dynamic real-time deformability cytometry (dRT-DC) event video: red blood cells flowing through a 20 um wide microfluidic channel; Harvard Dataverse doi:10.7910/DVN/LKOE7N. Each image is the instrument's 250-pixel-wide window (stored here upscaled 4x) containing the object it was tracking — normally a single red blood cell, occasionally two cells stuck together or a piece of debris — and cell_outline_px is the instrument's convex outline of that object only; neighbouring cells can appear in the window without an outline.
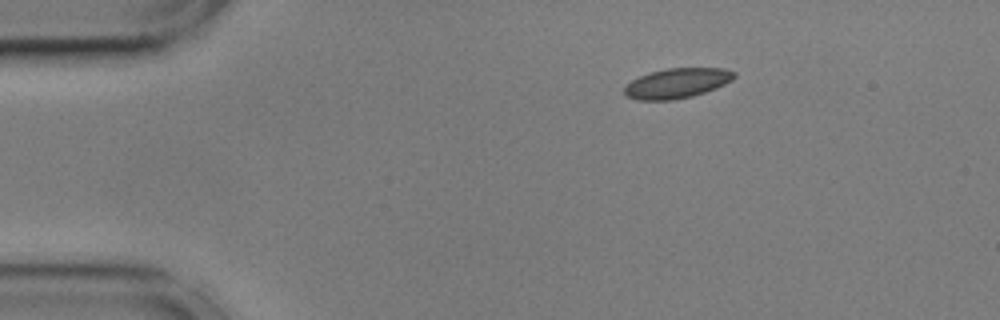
{"species": "common noctule bat (a hibernating species)", "species_latin": "Nyctalus noctula", "temperature_condition": "cold", "stored_images_in_passage": 47, "camera_frame_rate_fps": 3000, "um_per_image_px": 0.085, "animal": {"sex": "male", "body_mass_g": 17.9, "forearm_length_mm": 54.2}, "frame": {"image": 1, "passage_image": 1, "time_ms": 0.0, "image_size_px": [1000, 320], "cell_outline_px": [[736, 76], [732, 80], [716, 88], [692, 96], [672, 100], [640, 100], [628, 96], [624, 92], [624, 88], [632, 80], [648, 72], [668, 68], [724, 68], [736, 72]], "centroid_in_image_um": [57.57, 7.06], "position_along_channel_um": 27.4, "area_um2": 19.07}}
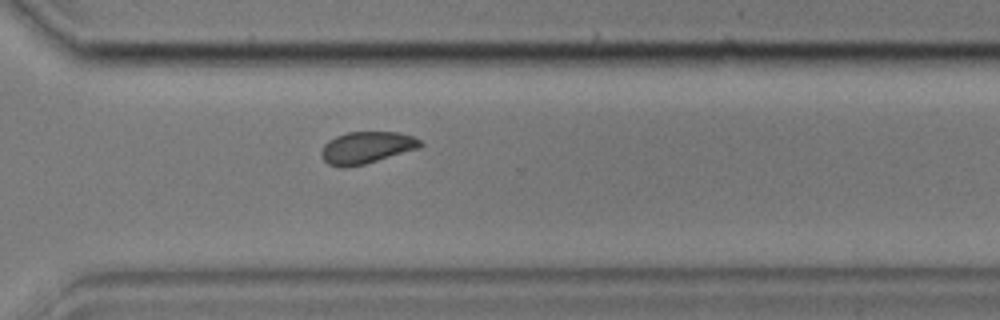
{"frame": {"image": 2, "passage_image": 32, "time_ms": 10.333, "image_size_px": [1000, 320], "cell_outline_px": [[424, 144], [420, 148], [364, 164], [344, 168], [340, 168], [328, 164], [320, 156], [320, 152], [324, 144], [328, 140], [336, 136], [348, 132], [400, 132], [412, 136], [420, 140]], "centroid_in_image_um": [31.14, 12.55], "position_along_channel_um": 339.5, "area_um2": 18.55}}
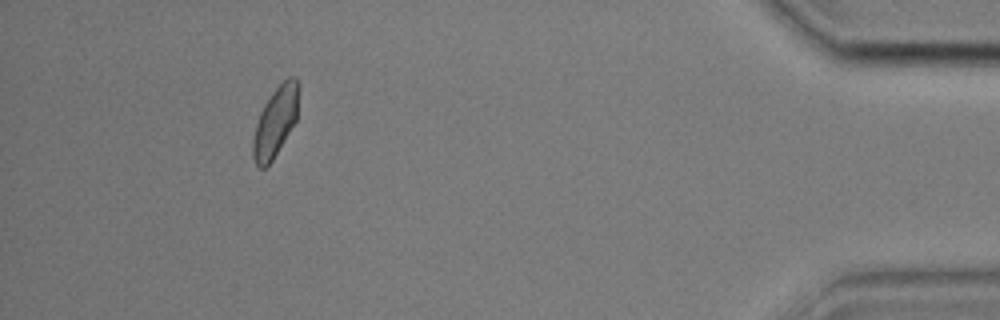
{"frame": {"image": 3, "passage_image": 43, "time_ms": 14.0, "image_size_px": [1000, 320], "cell_outline_px": [[300, 88], [296, 120], [272, 160], [264, 168], [260, 168], [256, 164], [252, 156], [252, 140], [256, 124], [260, 112], [264, 104], [272, 92], [288, 76], [296, 76], [300, 84]], "centroid_in_image_um": [23.42, 10.29], "position_along_channel_um": 411.8, "area_um2": 18.61}, "authors_computed_cell_mechanics": {"area_um2": 18.8428, "velocity_mm_per_s": 3.5724, "shape_relaxation_time_tau1_ms": 4.7545, "shape_relaxation_time_tau2_ms": 3.3741, "deformation_change_tau1": 0.0896, "deformation_change_tau2": 0.051}}